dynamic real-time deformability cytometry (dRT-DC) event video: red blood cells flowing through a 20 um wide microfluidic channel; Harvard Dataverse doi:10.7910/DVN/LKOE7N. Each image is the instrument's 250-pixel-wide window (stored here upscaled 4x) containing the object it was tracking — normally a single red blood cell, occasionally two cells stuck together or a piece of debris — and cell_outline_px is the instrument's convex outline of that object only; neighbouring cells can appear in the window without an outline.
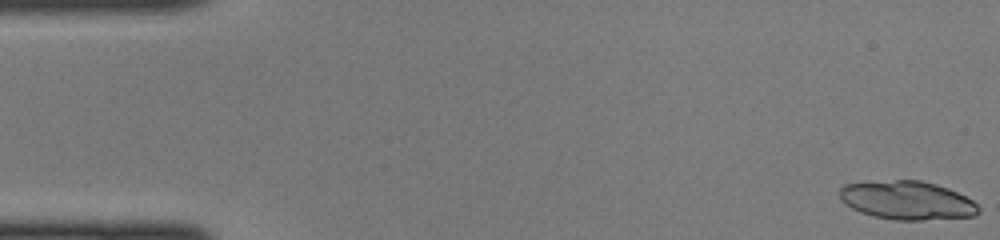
{"species": "common noctule bat (a hibernating species)", "species_latin": "Nyctalus noctula", "temperature_condition": "cold", "stored_images_in_passage": 46, "segment_of_instrument_passage": [1, 2], "camera_frame_rate_fps": 3000, "um_per_image_px": 0.085, "animal": {"sex": "female", "body_mass_g": 22.0, "forearm_length_mm": 56.7}, "frame": {"image": 1, "passage_image": 1, "time_ms": 0.0, "image_size_px": [1000, 240], "cell_outline_px": [[980, 212], [972, 216], [920, 220], [896, 220], [872, 216], [860, 212], [844, 204], [840, 200], [840, 188], [844, 184], [896, 180], [920, 180], [936, 184], [948, 188], [972, 200], [980, 208]], "centroid_in_image_um": [77.09, 17.03], "position_along_channel_um": 7.9, "area_um2": 31.1}}